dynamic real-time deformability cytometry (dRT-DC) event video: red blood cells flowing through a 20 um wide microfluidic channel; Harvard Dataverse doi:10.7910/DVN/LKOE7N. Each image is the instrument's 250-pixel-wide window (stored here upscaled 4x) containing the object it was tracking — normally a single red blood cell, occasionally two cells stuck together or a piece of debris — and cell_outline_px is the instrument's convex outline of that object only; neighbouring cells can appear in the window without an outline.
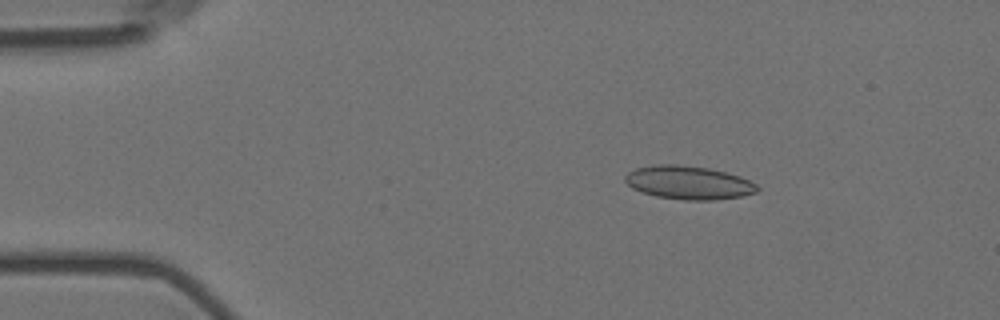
{"species": "Egyptian fruit bat (a non-hibernating species)", "species_latin": "Rousettus aegyptiacus", "temperature_condition": "room temperature", "stored_images_in_passage": 6, "camera_frame_rate_fps": 3000, "um_per_image_px": 0.085, "animal": {"sex": "female"}, "frame": {"image": 1, "passage_image": 3, "time_ms": 0.667, "image_size_px": [1000, 320], "cell_outline_px": [[760, 188], [756, 192], [740, 196], [716, 200], [684, 200], [656, 196], [632, 188], [624, 180], [624, 176], [628, 172], [636, 168], [656, 164], [676, 164], [708, 168], [740, 176], [756, 184]], "centroid_in_image_um": [58.52, 15.52], "position_along_channel_um": 26.5, "area_um2": 25.61}}